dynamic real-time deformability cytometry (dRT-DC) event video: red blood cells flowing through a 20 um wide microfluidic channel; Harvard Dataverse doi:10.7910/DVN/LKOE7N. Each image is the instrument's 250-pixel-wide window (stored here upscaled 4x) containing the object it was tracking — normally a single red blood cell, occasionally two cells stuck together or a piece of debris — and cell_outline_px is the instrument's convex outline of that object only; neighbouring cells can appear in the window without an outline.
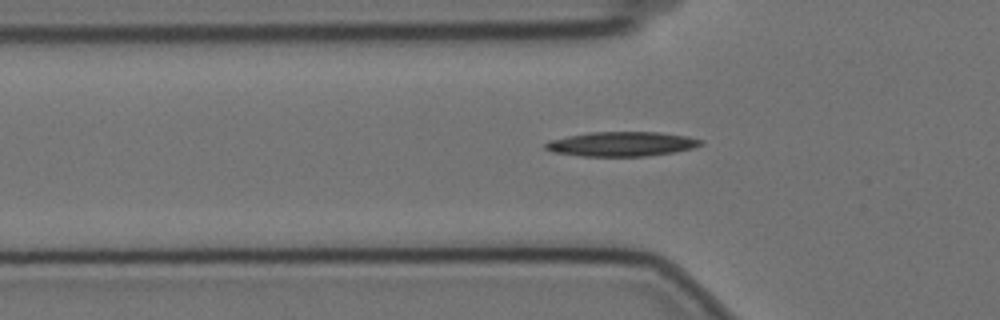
{"species": "Egyptian fruit bat (a non-hibernating species)", "species_latin": "Rousettus aegyptiacus", "temperature_condition": "cold", "stored_images_in_passage": 42, "camera_frame_rate_fps": 3000, "um_per_image_px": 0.085, "animal": {"sex": "female"}, "frame": {"image": 1, "passage_image": 3, "time_ms": 0.667, "image_size_px": [1000, 320], "cell_outline_px": [[704, 144], [692, 148], [672, 152], [644, 156], [580, 156], [552, 152], [544, 148], [544, 144], [548, 140], [588, 132], [660, 132], [688, 136], [704, 140]], "centroid_in_image_um": [52.82, 12.23], "position_along_channel_um": 73.0, "area_um2": 22.31}}
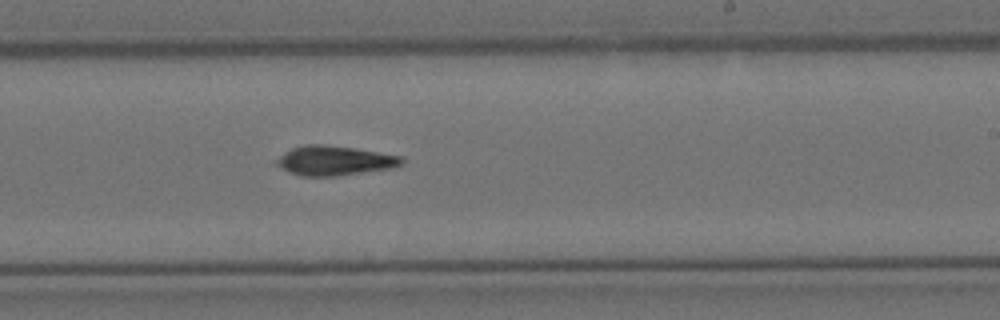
{"frame": {"image": 2, "passage_image": 19, "time_ms": 6.0, "image_size_px": [1000, 320], "cell_outline_px": [[404, 164], [392, 168], [336, 176], [300, 176], [288, 172], [276, 164], [272, 160], [284, 152], [292, 148], [304, 144], [324, 144], [352, 148], [400, 156], [404, 160]], "centroid_in_image_um": [28.37, 13.65], "position_along_channel_um": 260.6, "area_um2": 21.62}}
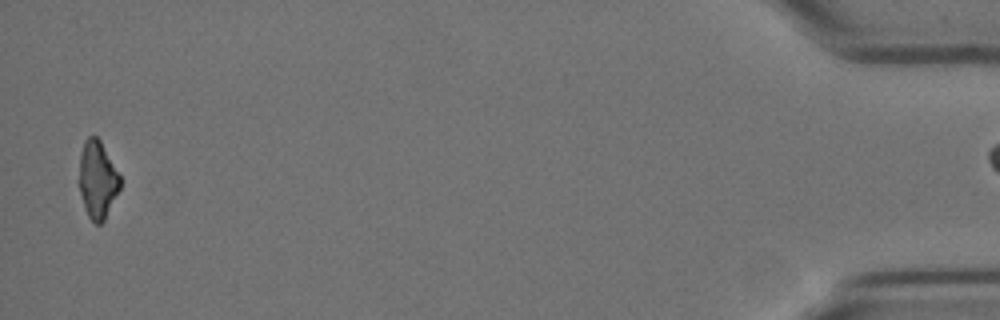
{"frame": {"image": 3, "passage_image": 41, "time_ms": 13.333, "image_size_px": [1000, 320], "cell_outline_px": [[120, 188], [104, 220], [100, 224], [96, 224], [88, 216], [84, 208], [76, 180], [80, 152], [84, 140], [88, 136], [96, 136], [100, 140], [120, 176]], "centroid_in_image_um": [8.23, 15.26], "position_along_channel_um": 427.0, "area_um2": 18.84}}